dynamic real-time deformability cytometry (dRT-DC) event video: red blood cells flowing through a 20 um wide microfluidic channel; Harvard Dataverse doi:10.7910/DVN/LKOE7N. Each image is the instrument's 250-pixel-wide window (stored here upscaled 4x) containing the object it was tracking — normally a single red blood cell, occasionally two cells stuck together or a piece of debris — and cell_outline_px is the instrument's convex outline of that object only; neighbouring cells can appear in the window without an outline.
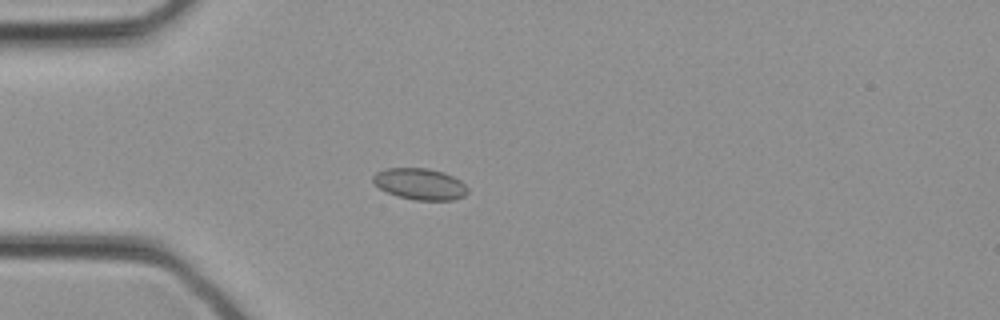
{"species": "common noctule bat (a hibernating species)", "species_latin": "Nyctalus noctula", "temperature_condition": "cold", "stored_images_in_passage": 33, "camera_frame_rate_fps": 3000, "um_per_image_px": 0.085, "animal": {"sex": "female", "body_mass_g": 21.9}, "frame": {"image": 1, "passage_image": 9, "time_ms": 2.667, "image_size_px": [1000, 320], "cell_outline_px": [[468, 192], [464, 196], [452, 200], [416, 200], [400, 196], [388, 192], [380, 188], [372, 180], [372, 176], [376, 172], [388, 168], [428, 168], [444, 172], [460, 180], [468, 188]], "centroid_in_image_um": [35.72, 15.63], "position_along_channel_um": 49.3, "area_um2": 17.17}}
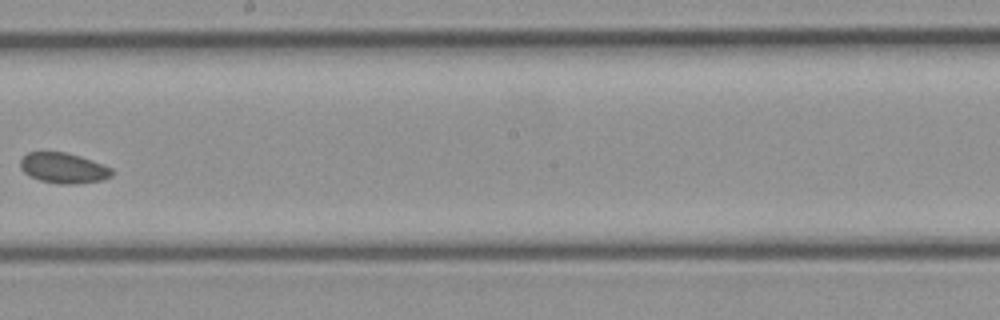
{"frame": {"image": 2, "passage_image": 19, "time_ms": 6.0, "image_size_px": [1000, 320], "cell_outline_px": [[112, 176], [100, 180], [76, 184], [60, 184], [40, 180], [24, 172], [20, 168], [20, 160], [28, 152], [64, 152], [80, 156], [92, 160], [112, 168]], "centroid_in_image_um": [5.39, 14.28], "position_along_channel_um": 242.8, "area_um2": 16.07}}
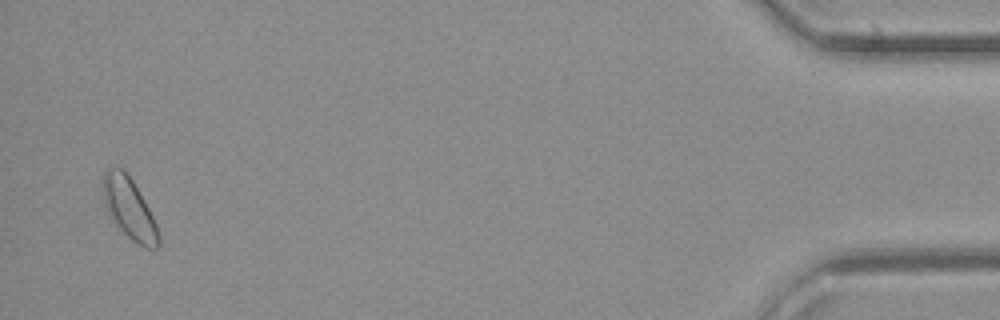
{"frame": {"image": 3, "passage_image": 32, "time_ms": 10.333, "image_size_px": [1000, 320], "cell_outline_px": [[160, 244], [156, 248], [144, 248], [132, 240], [112, 220], [104, 204], [100, 180], [104, 168], [120, 168], [132, 180], [148, 208], [156, 224], [160, 236]], "centroid_in_image_um": [10.94, 17.7], "position_along_channel_um": 424.3, "area_um2": 19.71}}